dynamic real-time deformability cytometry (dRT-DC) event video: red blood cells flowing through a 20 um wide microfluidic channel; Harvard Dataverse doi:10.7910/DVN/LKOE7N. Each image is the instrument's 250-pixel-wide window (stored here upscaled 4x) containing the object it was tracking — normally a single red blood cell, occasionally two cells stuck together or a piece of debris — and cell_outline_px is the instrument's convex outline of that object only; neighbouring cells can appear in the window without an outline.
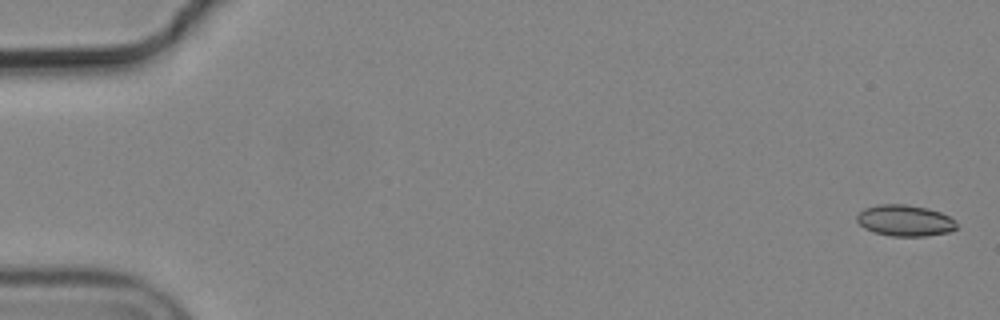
{"species": "common noctule bat (a hibernating species)", "species_latin": "Nyctalus noctula", "temperature_condition": "cold", "stored_images_in_passage": 7, "camera_frame_rate_fps": 3000, "um_per_image_px": 0.085, "animal": {"sex": "male", "body_mass_g": 19.2, "forearm_length_mm": 51.8}, "frame": {"image": 1, "passage_image": 1, "time_ms": 0.0, "image_size_px": [1000, 320], "cell_outline_px": [[956, 228], [948, 232], [928, 236], [892, 236], [872, 232], [864, 228], [856, 220], [856, 216], [864, 208], [876, 204], [908, 204], [928, 208], [940, 212], [956, 220]], "centroid_in_image_um": [76.9, 18.74], "position_along_channel_um": 8.1, "area_um2": 18.32}}
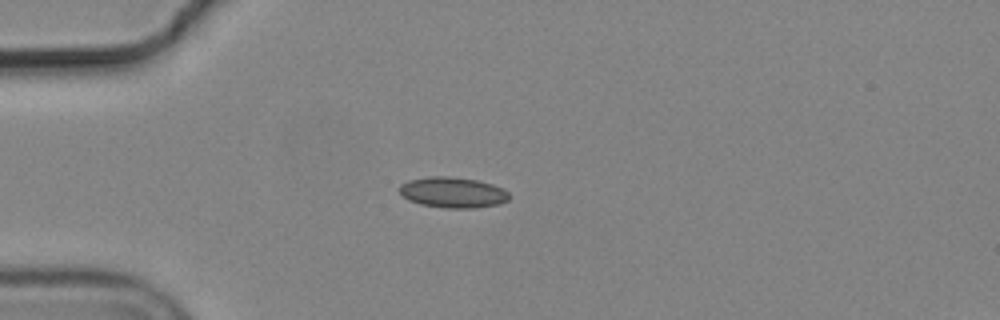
{"frame": {"image": 2, "passage_image": 5, "time_ms": 1.333, "image_size_px": [1000, 320], "cell_outline_px": [[512, 196], [508, 200], [500, 204], [476, 208], [444, 208], [420, 204], [408, 200], [400, 192], [400, 184], [408, 180], [428, 176], [448, 176], [476, 180], [492, 184], [504, 188]], "centroid_in_image_um": [38.52, 16.36], "position_along_channel_um": 46.5, "area_um2": 19.83}}
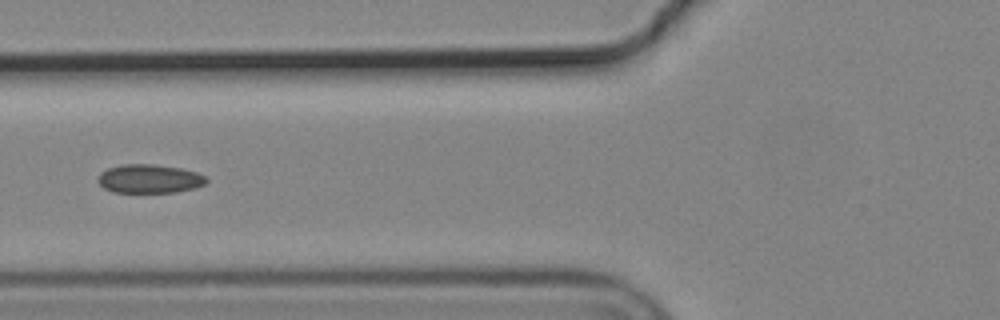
{"frame": {"image": 3, "passage_image": 7, "time_ms": 2.0, "image_size_px": [1000, 320], "cell_outline_px": [[208, 180], [204, 184], [196, 188], [176, 192], [112, 192], [104, 188], [96, 180], [100, 172], [108, 168], [124, 164], [152, 164], [180, 168], [196, 172], [204, 176]], "centroid_in_image_um": [12.68, 15.2], "position_along_channel_um": 113.1, "area_um2": 18.15}}